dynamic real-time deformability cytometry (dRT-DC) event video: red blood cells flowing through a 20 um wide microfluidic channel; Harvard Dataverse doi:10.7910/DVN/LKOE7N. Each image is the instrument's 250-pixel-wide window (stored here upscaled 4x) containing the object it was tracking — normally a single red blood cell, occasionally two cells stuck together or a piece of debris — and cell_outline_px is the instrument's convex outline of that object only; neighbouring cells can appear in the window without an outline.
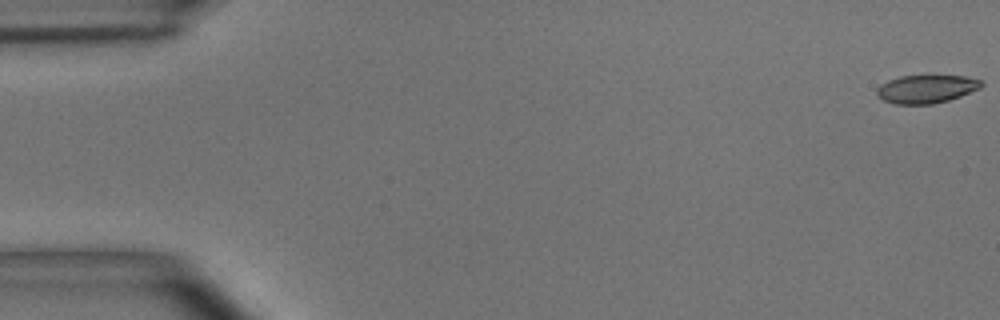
{"species": "common noctule bat (a hibernating species)", "species_latin": "Nyctalus noctula", "temperature_condition": "room temperature", "stored_images_in_passage": 5, "camera_frame_rate_fps": 3000, "um_per_image_px": 0.085, "animal": {"sex": "male", "body_mass_g": 15.6}, "frame": {"image": 1, "passage_image": 1, "time_ms": 0.0, "image_size_px": [1000, 320], "cell_outline_px": [[984, 84], [980, 88], [960, 96], [948, 100], [932, 104], [896, 104], [884, 100], [876, 96], [876, 88], [880, 84], [888, 80], [900, 76], [932, 72], [964, 76], [980, 80]], "centroid_in_image_um": [78.72, 7.5], "position_along_channel_um": 6.3, "area_um2": 18.03}}
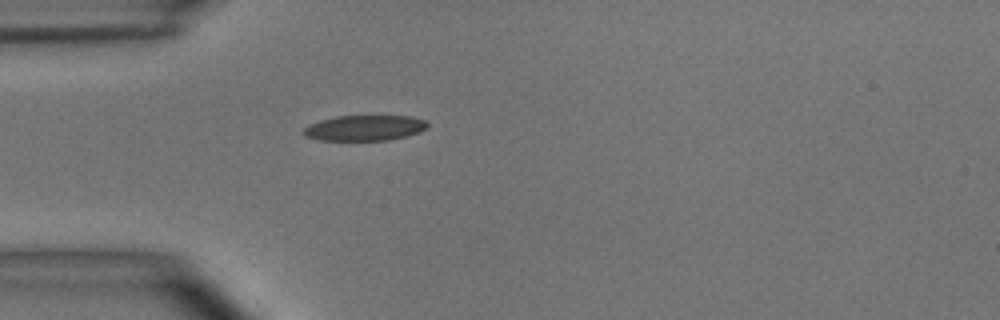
{"frame": {"image": 2, "passage_image": 5, "time_ms": 1.333, "image_size_px": [1000, 320], "cell_outline_px": [[428, 128], [420, 132], [388, 140], [320, 140], [304, 136], [300, 132], [308, 124], [320, 120], [336, 116], [408, 116], [424, 120], [428, 124]], "centroid_in_image_um": [30.94, 10.87], "position_along_channel_um": 54.1, "area_um2": 18.44}}